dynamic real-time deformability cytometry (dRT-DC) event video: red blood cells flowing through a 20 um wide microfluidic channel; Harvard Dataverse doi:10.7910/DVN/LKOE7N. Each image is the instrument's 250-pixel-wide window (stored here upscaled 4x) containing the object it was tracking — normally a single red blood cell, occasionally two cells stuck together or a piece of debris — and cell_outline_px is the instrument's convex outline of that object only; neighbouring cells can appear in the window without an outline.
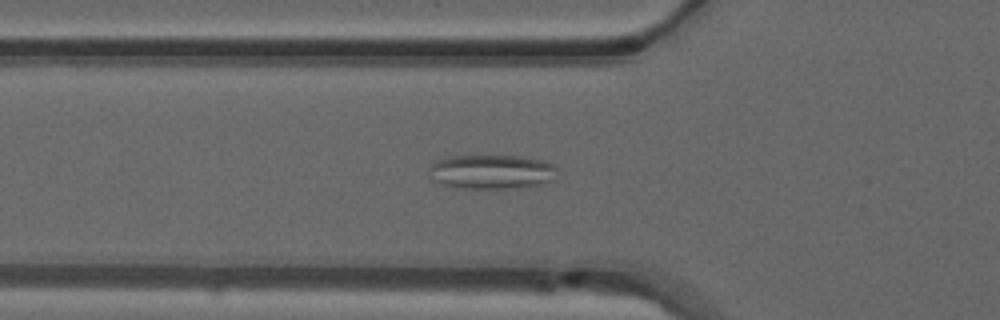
{"species": "common noctule bat (a hibernating species)", "species_latin": "Nyctalus noctula", "temperature_condition": "warm", "stored_images_in_passage": 41, "camera_frame_rate_fps": 3000, "um_per_image_px": 0.085, "animal": {"sex": "male", "forearm_length_mm": 52.5}, "frame": {"image": 1, "passage_image": 8, "time_ms": 2.333, "image_size_px": [1000, 320], "cell_outline_px": [[560, 168], [552, 180], [540, 184], [516, 188], [460, 188], [436, 184], [428, 176], [428, 168], [432, 164], [440, 160], [452, 156], [520, 156], [544, 160]], "centroid_in_image_um": [41.77, 14.61], "position_along_channel_um": 84.0, "area_um2": 25.95}}
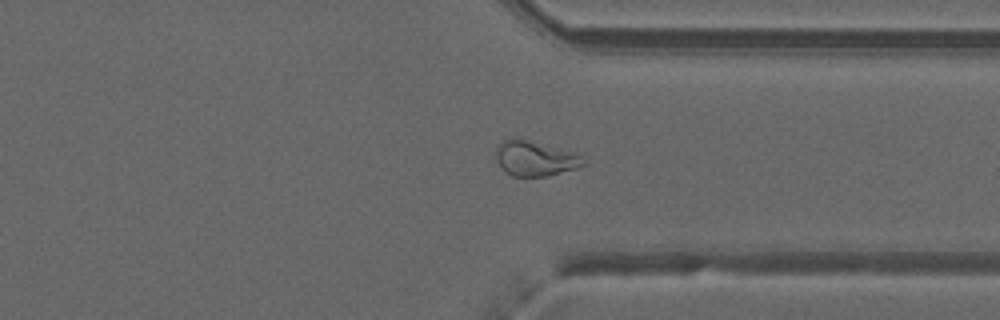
{"frame": {"image": 2, "passage_image": 29, "time_ms": 9.333, "image_size_px": [1000, 320], "cell_outline_px": [[584, 164], [576, 168], [548, 176], [512, 176], [504, 172], [496, 160], [496, 148], [504, 140], [516, 136], [572, 152], [580, 156]], "centroid_in_image_um": [45.41, 13.46], "position_along_channel_um": 366.0, "area_um2": 17.74}}
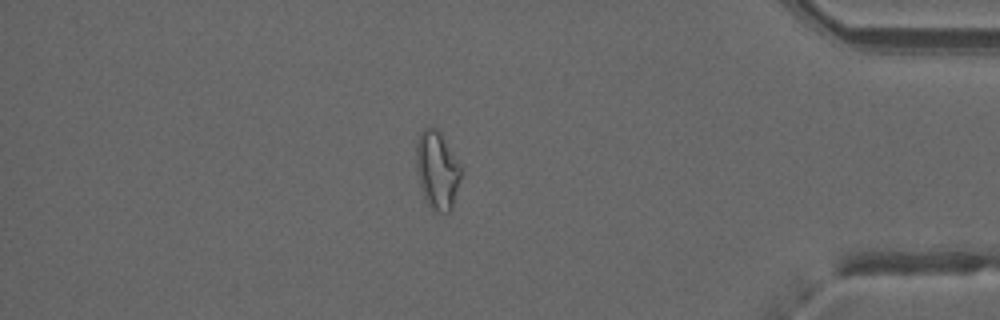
{"frame": {"image": 3, "passage_image": 34, "time_ms": 11.0, "image_size_px": [1000, 320], "cell_outline_px": [[460, 176], [452, 208], [448, 212], [436, 212], [424, 200], [416, 168], [416, 140], [420, 132], [424, 128], [432, 124], [440, 132], [460, 164]], "centroid_in_image_um": [37.12, 14.42], "position_along_channel_um": 398.1, "area_um2": 20.29}, "authors_computed_cell_mechanics": {"area_um2": 19.8832, "velocity_mm_per_s": 4.0201, "shape_relaxation_time_tau1_ms": null, "shape_relaxation_time_tau2_ms": 2.4491, "deformation_change_tau1": null, "deformation_change_tau2": 0.1068}}